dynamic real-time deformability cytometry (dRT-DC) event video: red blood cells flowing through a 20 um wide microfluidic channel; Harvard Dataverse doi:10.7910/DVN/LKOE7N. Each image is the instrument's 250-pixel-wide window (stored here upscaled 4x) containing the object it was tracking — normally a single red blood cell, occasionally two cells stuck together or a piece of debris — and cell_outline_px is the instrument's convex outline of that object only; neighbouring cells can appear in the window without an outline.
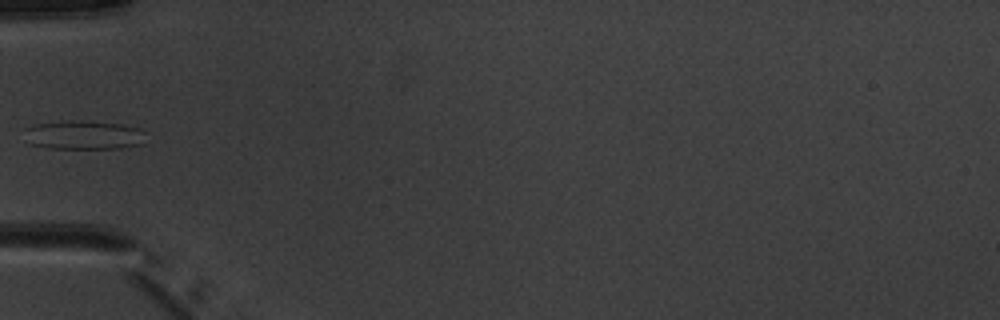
{"species": "common noctule bat (a hibernating species)", "species_latin": "Nyctalus noctula", "temperature_condition": "warm", "stored_images_in_passage": 5, "camera_frame_rate_fps": 3000, "um_per_image_px": 0.085, "animal": {"sex": "male", "body_mass_g": 20.1, "forearm_length_mm": 53.5}, "frame": {"image": 1, "passage_image": 4, "time_ms": 4.667, "image_size_px": [1000, 320], "cell_outline_px": [[140, 144], [120, 148], [48, 148], [32, 144], [24, 128], [32, 124], [68, 120], [80, 120], [120, 124], [140, 128]], "centroid_in_image_um": [7.04, 11.46], "position_along_channel_um": 78.0, "area_um2": 19.94}}
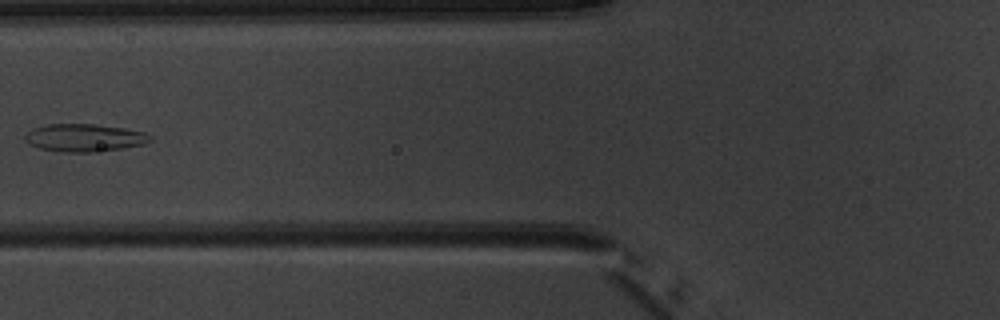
{"frame": {"image": 2, "passage_image": 5, "time_ms": 5.667, "image_size_px": [1000, 320], "cell_outline_px": [[152, 140], [144, 144], [120, 148], [92, 152], [56, 152], [40, 148], [28, 144], [24, 140], [24, 136], [32, 128], [44, 124], [96, 124], [124, 128], [144, 132], [152, 136]], "centroid_in_image_um": [7.13, 11.7], "position_along_channel_um": 118.7, "area_um2": 20.35}}